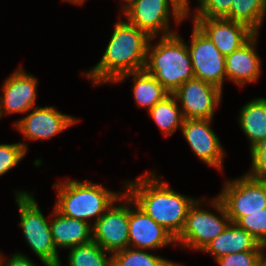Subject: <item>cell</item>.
I'll use <instances>...</instances> for the list:
<instances>
[{"instance_id": "28", "label": "cell", "mask_w": 266, "mask_h": 266, "mask_svg": "<svg viewBox=\"0 0 266 266\" xmlns=\"http://www.w3.org/2000/svg\"><path fill=\"white\" fill-rule=\"evenodd\" d=\"M232 0H198L196 11L190 13L189 17L226 18L230 14Z\"/></svg>"}, {"instance_id": "15", "label": "cell", "mask_w": 266, "mask_h": 266, "mask_svg": "<svg viewBox=\"0 0 266 266\" xmlns=\"http://www.w3.org/2000/svg\"><path fill=\"white\" fill-rule=\"evenodd\" d=\"M171 244L176 245V239L129 196V247L150 251Z\"/></svg>"}, {"instance_id": "18", "label": "cell", "mask_w": 266, "mask_h": 266, "mask_svg": "<svg viewBox=\"0 0 266 266\" xmlns=\"http://www.w3.org/2000/svg\"><path fill=\"white\" fill-rule=\"evenodd\" d=\"M50 228L55 248L70 249L91 242L92 226L89 222L67 217L55 208L51 212Z\"/></svg>"}, {"instance_id": "5", "label": "cell", "mask_w": 266, "mask_h": 266, "mask_svg": "<svg viewBox=\"0 0 266 266\" xmlns=\"http://www.w3.org/2000/svg\"><path fill=\"white\" fill-rule=\"evenodd\" d=\"M19 210L20 222L25 241L44 266H62L57 249L54 246L50 221L40 210L37 200L31 192H14Z\"/></svg>"}, {"instance_id": "23", "label": "cell", "mask_w": 266, "mask_h": 266, "mask_svg": "<svg viewBox=\"0 0 266 266\" xmlns=\"http://www.w3.org/2000/svg\"><path fill=\"white\" fill-rule=\"evenodd\" d=\"M266 18V0H232L230 14L226 17L248 26L259 34Z\"/></svg>"}, {"instance_id": "14", "label": "cell", "mask_w": 266, "mask_h": 266, "mask_svg": "<svg viewBox=\"0 0 266 266\" xmlns=\"http://www.w3.org/2000/svg\"><path fill=\"white\" fill-rule=\"evenodd\" d=\"M38 79L19 67L4 80L0 95V119L12 113L24 114L35 105Z\"/></svg>"}, {"instance_id": "4", "label": "cell", "mask_w": 266, "mask_h": 266, "mask_svg": "<svg viewBox=\"0 0 266 266\" xmlns=\"http://www.w3.org/2000/svg\"><path fill=\"white\" fill-rule=\"evenodd\" d=\"M57 190L54 208L64 216L88 222L92 225L106 212L123 192L113 191L89 180H64L53 184Z\"/></svg>"}, {"instance_id": "17", "label": "cell", "mask_w": 266, "mask_h": 266, "mask_svg": "<svg viewBox=\"0 0 266 266\" xmlns=\"http://www.w3.org/2000/svg\"><path fill=\"white\" fill-rule=\"evenodd\" d=\"M258 35L256 33L240 49L225 56L226 80H231L240 88L247 83H255L261 76L262 64L256 51Z\"/></svg>"}, {"instance_id": "12", "label": "cell", "mask_w": 266, "mask_h": 266, "mask_svg": "<svg viewBox=\"0 0 266 266\" xmlns=\"http://www.w3.org/2000/svg\"><path fill=\"white\" fill-rule=\"evenodd\" d=\"M79 122L72 115L64 114L52 106H36L14 122L16 130L26 140H47Z\"/></svg>"}, {"instance_id": "34", "label": "cell", "mask_w": 266, "mask_h": 266, "mask_svg": "<svg viewBox=\"0 0 266 266\" xmlns=\"http://www.w3.org/2000/svg\"><path fill=\"white\" fill-rule=\"evenodd\" d=\"M64 2H71L75 5H83L86 0H62Z\"/></svg>"}, {"instance_id": "24", "label": "cell", "mask_w": 266, "mask_h": 266, "mask_svg": "<svg viewBox=\"0 0 266 266\" xmlns=\"http://www.w3.org/2000/svg\"><path fill=\"white\" fill-rule=\"evenodd\" d=\"M68 250L69 266H112V254L104 251L93 240Z\"/></svg>"}, {"instance_id": "10", "label": "cell", "mask_w": 266, "mask_h": 266, "mask_svg": "<svg viewBox=\"0 0 266 266\" xmlns=\"http://www.w3.org/2000/svg\"><path fill=\"white\" fill-rule=\"evenodd\" d=\"M191 33L187 48L194 76L222 90L226 80L225 56L194 23Z\"/></svg>"}, {"instance_id": "35", "label": "cell", "mask_w": 266, "mask_h": 266, "mask_svg": "<svg viewBox=\"0 0 266 266\" xmlns=\"http://www.w3.org/2000/svg\"><path fill=\"white\" fill-rule=\"evenodd\" d=\"M184 1L188 4V8H190L189 0H184Z\"/></svg>"}, {"instance_id": "26", "label": "cell", "mask_w": 266, "mask_h": 266, "mask_svg": "<svg viewBox=\"0 0 266 266\" xmlns=\"http://www.w3.org/2000/svg\"><path fill=\"white\" fill-rule=\"evenodd\" d=\"M28 144L18 142L12 144H0V177L17 166L27 155Z\"/></svg>"}, {"instance_id": "19", "label": "cell", "mask_w": 266, "mask_h": 266, "mask_svg": "<svg viewBox=\"0 0 266 266\" xmlns=\"http://www.w3.org/2000/svg\"><path fill=\"white\" fill-rule=\"evenodd\" d=\"M264 250H266V247L261 245L251 234L240 228L236 223L231 222L201 252L211 254L214 260H216L221 256L231 253Z\"/></svg>"}, {"instance_id": "21", "label": "cell", "mask_w": 266, "mask_h": 266, "mask_svg": "<svg viewBox=\"0 0 266 266\" xmlns=\"http://www.w3.org/2000/svg\"><path fill=\"white\" fill-rule=\"evenodd\" d=\"M237 119L249 140L250 148L266 141V98H254L246 103L241 107Z\"/></svg>"}, {"instance_id": "11", "label": "cell", "mask_w": 266, "mask_h": 266, "mask_svg": "<svg viewBox=\"0 0 266 266\" xmlns=\"http://www.w3.org/2000/svg\"><path fill=\"white\" fill-rule=\"evenodd\" d=\"M222 91L194 77L184 82L173 94L184 119H214V112L222 101Z\"/></svg>"}, {"instance_id": "31", "label": "cell", "mask_w": 266, "mask_h": 266, "mask_svg": "<svg viewBox=\"0 0 266 266\" xmlns=\"http://www.w3.org/2000/svg\"><path fill=\"white\" fill-rule=\"evenodd\" d=\"M0 266H37L30 258L21 252H15L9 259L0 252Z\"/></svg>"}, {"instance_id": "30", "label": "cell", "mask_w": 266, "mask_h": 266, "mask_svg": "<svg viewBox=\"0 0 266 266\" xmlns=\"http://www.w3.org/2000/svg\"><path fill=\"white\" fill-rule=\"evenodd\" d=\"M263 251H245L240 253H231L215 261L218 266H257Z\"/></svg>"}, {"instance_id": "22", "label": "cell", "mask_w": 266, "mask_h": 266, "mask_svg": "<svg viewBox=\"0 0 266 266\" xmlns=\"http://www.w3.org/2000/svg\"><path fill=\"white\" fill-rule=\"evenodd\" d=\"M148 113L163 135H173L179 127L181 130L184 117L178 100L173 93H169Z\"/></svg>"}, {"instance_id": "8", "label": "cell", "mask_w": 266, "mask_h": 266, "mask_svg": "<svg viewBox=\"0 0 266 266\" xmlns=\"http://www.w3.org/2000/svg\"><path fill=\"white\" fill-rule=\"evenodd\" d=\"M224 183L220 194L216 196L224 205L232 223L266 208V181L243 174Z\"/></svg>"}, {"instance_id": "1", "label": "cell", "mask_w": 266, "mask_h": 266, "mask_svg": "<svg viewBox=\"0 0 266 266\" xmlns=\"http://www.w3.org/2000/svg\"><path fill=\"white\" fill-rule=\"evenodd\" d=\"M155 171L126 180L124 190L156 223L175 239L183 231L188 211L197 200L174 191Z\"/></svg>"}, {"instance_id": "6", "label": "cell", "mask_w": 266, "mask_h": 266, "mask_svg": "<svg viewBox=\"0 0 266 266\" xmlns=\"http://www.w3.org/2000/svg\"><path fill=\"white\" fill-rule=\"evenodd\" d=\"M206 203L197 198L190 207L184 229L176 239L177 246L201 252L231 223L224 205L217 196ZM204 205H210L217 213L202 208Z\"/></svg>"}, {"instance_id": "9", "label": "cell", "mask_w": 266, "mask_h": 266, "mask_svg": "<svg viewBox=\"0 0 266 266\" xmlns=\"http://www.w3.org/2000/svg\"><path fill=\"white\" fill-rule=\"evenodd\" d=\"M92 239L111 254L129 247V195L125 190L92 225Z\"/></svg>"}, {"instance_id": "29", "label": "cell", "mask_w": 266, "mask_h": 266, "mask_svg": "<svg viewBox=\"0 0 266 266\" xmlns=\"http://www.w3.org/2000/svg\"><path fill=\"white\" fill-rule=\"evenodd\" d=\"M250 156L251 170L245 174L253 179L266 181V141L250 148Z\"/></svg>"}, {"instance_id": "2", "label": "cell", "mask_w": 266, "mask_h": 266, "mask_svg": "<svg viewBox=\"0 0 266 266\" xmlns=\"http://www.w3.org/2000/svg\"><path fill=\"white\" fill-rule=\"evenodd\" d=\"M151 37L118 19L100 61L83 76L95 86L114 83L121 75L143 70Z\"/></svg>"}, {"instance_id": "3", "label": "cell", "mask_w": 266, "mask_h": 266, "mask_svg": "<svg viewBox=\"0 0 266 266\" xmlns=\"http://www.w3.org/2000/svg\"><path fill=\"white\" fill-rule=\"evenodd\" d=\"M154 39L148 45L144 69L173 93L195 77L187 44L178 33L161 36L156 44L152 43Z\"/></svg>"}, {"instance_id": "13", "label": "cell", "mask_w": 266, "mask_h": 266, "mask_svg": "<svg viewBox=\"0 0 266 266\" xmlns=\"http://www.w3.org/2000/svg\"><path fill=\"white\" fill-rule=\"evenodd\" d=\"M213 119H184L182 135L192 152L210 167L223 171L225 151L217 134L211 128Z\"/></svg>"}, {"instance_id": "27", "label": "cell", "mask_w": 266, "mask_h": 266, "mask_svg": "<svg viewBox=\"0 0 266 266\" xmlns=\"http://www.w3.org/2000/svg\"><path fill=\"white\" fill-rule=\"evenodd\" d=\"M236 224L266 247V208L241 217Z\"/></svg>"}, {"instance_id": "33", "label": "cell", "mask_w": 266, "mask_h": 266, "mask_svg": "<svg viewBox=\"0 0 266 266\" xmlns=\"http://www.w3.org/2000/svg\"><path fill=\"white\" fill-rule=\"evenodd\" d=\"M257 266H266V251L264 250L260 256L259 262Z\"/></svg>"}, {"instance_id": "25", "label": "cell", "mask_w": 266, "mask_h": 266, "mask_svg": "<svg viewBox=\"0 0 266 266\" xmlns=\"http://www.w3.org/2000/svg\"><path fill=\"white\" fill-rule=\"evenodd\" d=\"M126 248L112 254V266H178L180 263L148 252Z\"/></svg>"}, {"instance_id": "20", "label": "cell", "mask_w": 266, "mask_h": 266, "mask_svg": "<svg viewBox=\"0 0 266 266\" xmlns=\"http://www.w3.org/2000/svg\"><path fill=\"white\" fill-rule=\"evenodd\" d=\"M130 77L133 82L132 92L135 104L140 108H146L147 112L169 94L145 69L123 74L114 83H122Z\"/></svg>"}, {"instance_id": "7", "label": "cell", "mask_w": 266, "mask_h": 266, "mask_svg": "<svg viewBox=\"0 0 266 266\" xmlns=\"http://www.w3.org/2000/svg\"><path fill=\"white\" fill-rule=\"evenodd\" d=\"M122 15L129 24L156 38L176 33L170 19L181 24L188 18V4L184 0H135Z\"/></svg>"}, {"instance_id": "16", "label": "cell", "mask_w": 266, "mask_h": 266, "mask_svg": "<svg viewBox=\"0 0 266 266\" xmlns=\"http://www.w3.org/2000/svg\"><path fill=\"white\" fill-rule=\"evenodd\" d=\"M192 20L224 56L240 49L256 34L245 24L226 18L192 17Z\"/></svg>"}, {"instance_id": "32", "label": "cell", "mask_w": 266, "mask_h": 266, "mask_svg": "<svg viewBox=\"0 0 266 266\" xmlns=\"http://www.w3.org/2000/svg\"><path fill=\"white\" fill-rule=\"evenodd\" d=\"M135 0H123V3L121 2V12L124 13L133 3Z\"/></svg>"}]
</instances>
